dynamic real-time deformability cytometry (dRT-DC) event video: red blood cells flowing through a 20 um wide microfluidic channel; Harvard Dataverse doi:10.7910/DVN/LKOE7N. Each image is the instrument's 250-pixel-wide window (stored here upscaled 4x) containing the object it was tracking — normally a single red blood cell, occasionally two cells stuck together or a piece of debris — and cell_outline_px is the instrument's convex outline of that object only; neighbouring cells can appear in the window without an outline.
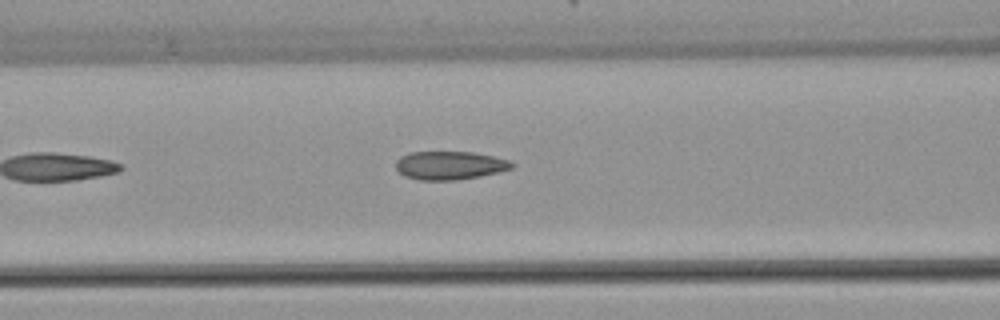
{"species": "common noctule bat (a hibernating species)", "species_latin": "Nyctalus noctula", "temperature_condition": "warm", "stored_images_in_passage": 5, "camera_frame_rate_fps": 3000, "um_per_image_px": 0.085, "animal": {"sex": "female", "body_mass_g": 22.7, "forearm_length_mm": 54.2}, "frame": {"image": 1, "passage_image": 5, "time_ms": 6.0, "image_size_px": [1000, 320], "cell_outline_px": [[516, 164], [512, 168], [500, 172], [480, 176], [456, 180], [420, 180], [404, 176], [396, 168], [396, 160], [400, 156], [408, 152], [472, 152], [492, 156], [508, 160]], "centroid_in_image_um": [38.22, 14.06], "position_along_channel_um": 128.4, "area_um2": 19.25}}